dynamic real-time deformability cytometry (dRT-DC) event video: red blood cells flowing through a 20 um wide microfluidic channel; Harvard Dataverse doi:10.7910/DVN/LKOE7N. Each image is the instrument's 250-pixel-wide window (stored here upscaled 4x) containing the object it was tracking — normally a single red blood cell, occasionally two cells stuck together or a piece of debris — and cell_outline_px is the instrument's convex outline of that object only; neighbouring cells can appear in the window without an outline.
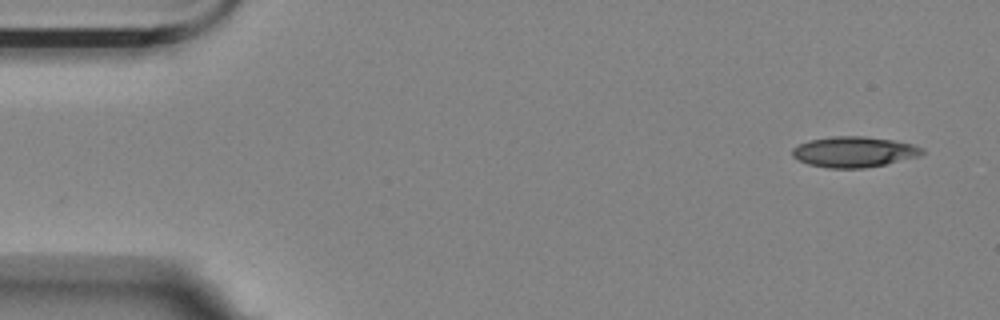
{"species": "Egyptian fruit bat (a non-hibernating species)", "species_latin": "Rousettus aegyptiacus", "temperature_condition": "room temperature", "stored_images_in_passage": 10, "camera_frame_rate_fps": 3000, "um_per_image_px": 0.085, "animal": {"sex": "female"}, "frame": {"image": 1, "passage_image": 1, "time_ms": 0.0, "image_size_px": [1000, 320], "cell_outline_px": [[924, 152], [920, 156], [884, 164], [864, 168], [828, 168], [808, 164], [792, 156], [792, 148], [808, 140], [832, 136], [864, 136], [892, 140], [912, 144], [920, 148]], "centroid_in_image_um": [72.56, 12.9], "position_along_channel_um": 12.4, "area_um2": 23.0}}
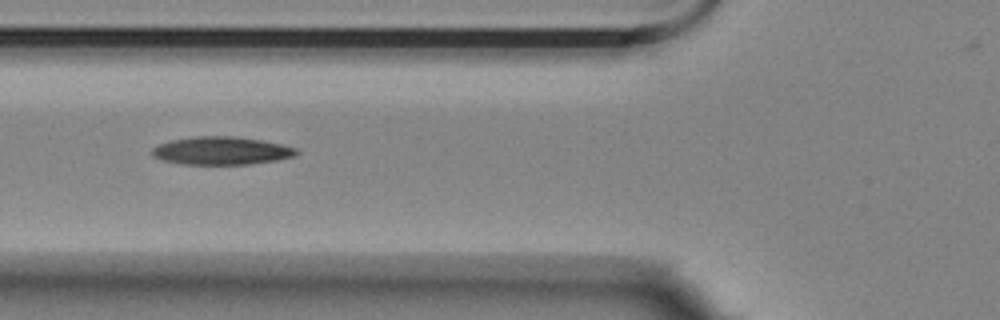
{"frame": {"image": 2, "passage_image": 6, "time_ms": 1.667, "image_size_px": [1000, 320], "cell_outline_px": [[300, 152], [296, 156], [280, 160], [252, 164], [180, 164], [164, 160], [152, 156], [152, 148], [160, 144], [172, 140], [192, 136], [232, 136], [260, 140], [280, 144], [296, 148]], "centroid_in_image_um": [18.86, 12.82], "position_along_channel_um": 106.9, "area_um2": 23.58}}
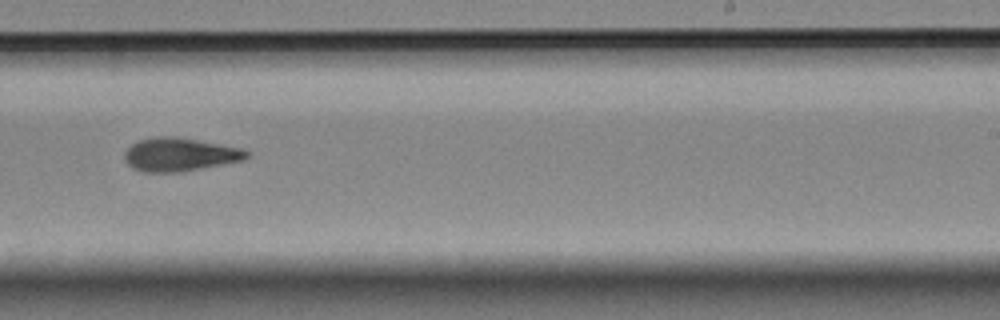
{"frame": {"image": 3, "passage_image": 10, "time_ms": 3.0, "image_size_px": [1000, 320], "cell_outline_px": [[252, 156], [244, 160], [200, 168], [176, 172], [144, 172], [132, 168], [124, 160], [124, 152], [136, 140], [156, 136], [180, 136], [244, 148]], "centroid_in_image_um": [15.29, 13.11], "position_along_channel_um": 273.7, "area_um2": 24.1}}